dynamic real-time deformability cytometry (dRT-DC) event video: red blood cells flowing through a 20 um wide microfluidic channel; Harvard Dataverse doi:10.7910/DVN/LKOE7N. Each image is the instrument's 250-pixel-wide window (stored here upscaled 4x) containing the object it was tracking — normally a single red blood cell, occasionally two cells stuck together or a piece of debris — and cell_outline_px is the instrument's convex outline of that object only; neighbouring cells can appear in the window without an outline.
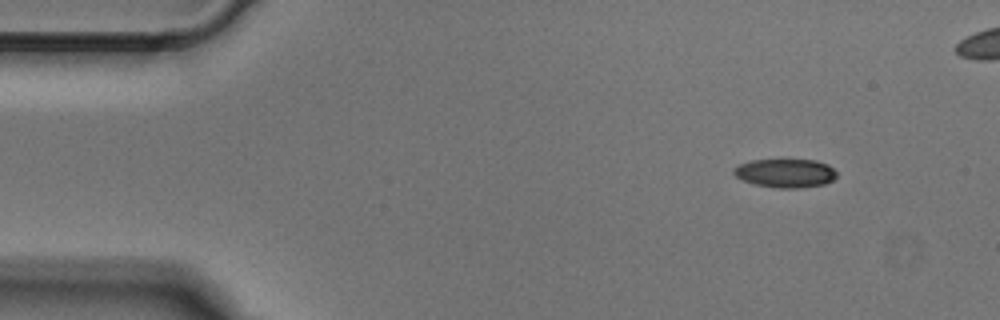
{"species": "Egyptian fruit bat (a non-hibernating species)", "species_latin": "Rousettus aegyptiacus", "temperature_condition": "cold", "stored_images_in_passage": 42, "camera_frame_rate_fps": 3000, "um_per_image_px": 0.085, "animal": {"sex": "male"}, "frame": {"image": 1, "passage_image": 1, "time_ms": 0.0, "image_size_px": [1000, 320], "cell_outline_px": [[836, 176], [832, 180], [824, 184], [800, 188], [776, 188], [756, 184], [744, 180], [736, 176], [732, 172], [732, 168], [740, 164], [752, 160], [816, 160], [828, 164], [836, 172]], "centroid_in_image_um": [66.76, 14.71], "position_along_channel_um": 18.2, "area_um2": 17.11}}
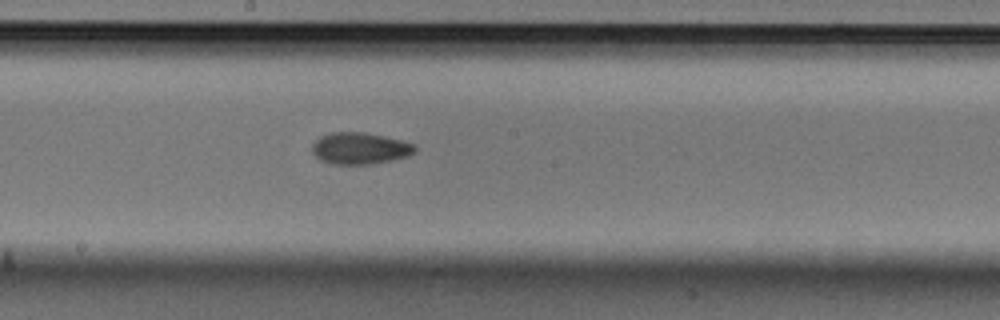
{"frame": {"image": 2, "passage_image": 22, "time_ms": 7.0, "image_size_px": [1000, 320], "cell_outline_px": [[416, 152], [408, 156], [392, 160], [372, 164], [332, 164], [320, 160], [312, 152], [312, 144], [320, 136], [332, 132], [364, 132], [384, 136], [400, 140], [412, 144], [416, 148]], "centroid_in_image_um": [30.57, 12.61], "position_along_channel_um": 217.6, "area_um2": 18.96}}
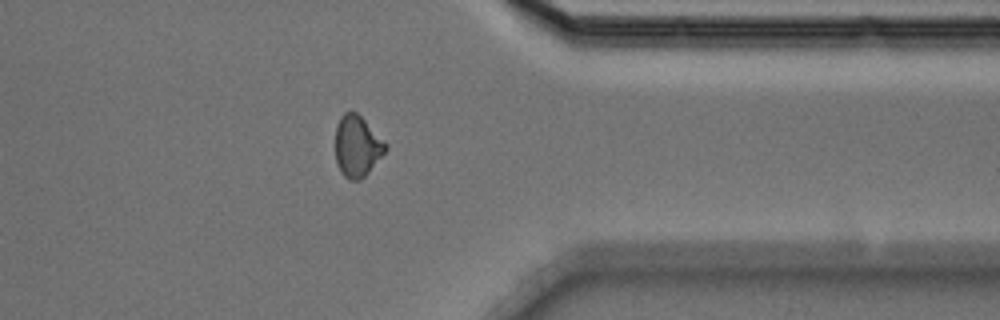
{"frame": {"image": 3, "passage_image": 35, "time_ms": 11.333, "image_size_px": [1000, 320], "cell_outline_px": [[388, 148], [368, 172], [360, 180], [348, 180], [344, 176], [336, 160], [336, 124], [340, 116], [344, 112], [356, 112], [388, 144]], "centroid_in_image_um": [30.36, 12.42], "position_along_channel_um": 381.0, "area_um2": 17.69}}